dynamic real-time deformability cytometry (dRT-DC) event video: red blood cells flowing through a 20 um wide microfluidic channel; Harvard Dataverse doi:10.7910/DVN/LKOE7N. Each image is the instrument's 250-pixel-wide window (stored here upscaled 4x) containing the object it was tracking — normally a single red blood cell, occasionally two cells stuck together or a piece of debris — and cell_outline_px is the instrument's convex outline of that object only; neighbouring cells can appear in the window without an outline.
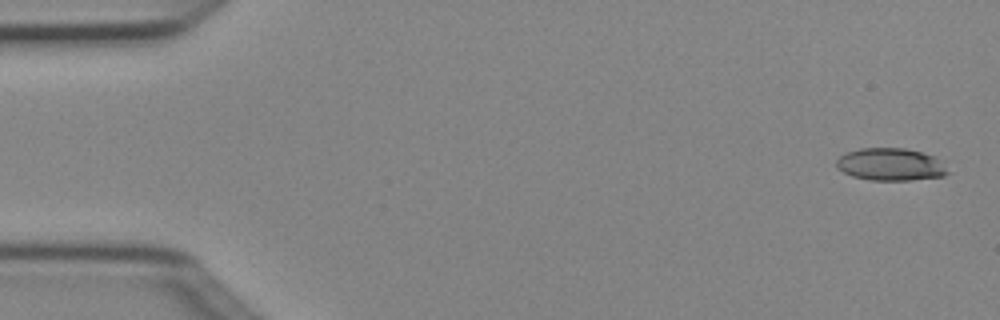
{"species": "Egyptian fruit bat (a non-hibernating species)", "species_latin": "Rousettus aegyptiacus", "temperature_condition": "cold", "stored_images_in_passage": 5, "camera_frame_rate_fps": 3000, "um_per_image_px": 0.085, "animal": {"sex": "female"}, "frame": {"image": 1, "passage_image": 1, "time_ms": 0.0, "image_size_px": [1000, 320], "cell_outline_px": [[952, 172], [944, 176], [912, 180], [868, 180], [852, 176], [836, 168], [836, 160], [840, 156], [848, 152], [860, 148], [904, 148], [936, 156]], "centroid_in_image_um": [75.73, 13.98], "position_along_channel_um": 9.3, "area_um2": 21.27}}
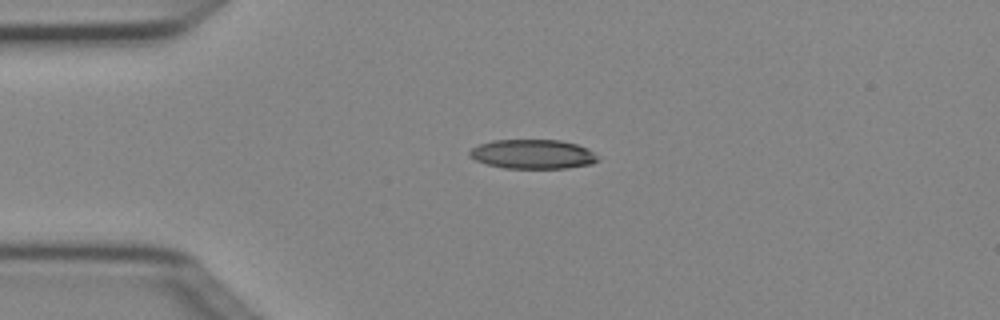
{"frame": {"image": 2, "passage_image": 4, "time_ms": 1.0, "image_size_px": [1000, 320], "cell_outline_px": [[600, 160], [592, 164], [564, 168], [504, 168], [488, 164], [476, 160], [468, 156], [468, 152], [472, 148], [480, 144], [492, 140], [560, 140], [576, 144], [592, 152]], "centroid_in_image_um": [45.25, 13.1], "position_along_channel_um": 39.7, "area_um2": 21.73}}